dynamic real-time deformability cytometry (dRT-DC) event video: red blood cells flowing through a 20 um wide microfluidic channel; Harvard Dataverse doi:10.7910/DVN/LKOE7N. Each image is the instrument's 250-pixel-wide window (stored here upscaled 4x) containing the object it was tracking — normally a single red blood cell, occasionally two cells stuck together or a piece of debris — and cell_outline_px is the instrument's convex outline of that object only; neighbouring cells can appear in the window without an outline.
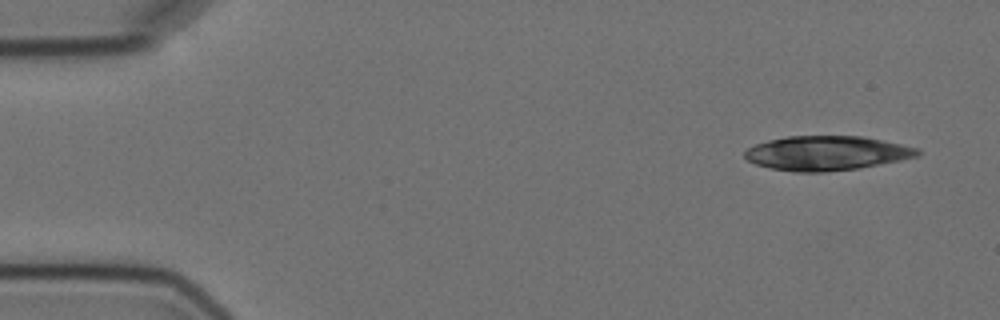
{"species": "Egyptian fruit bat (a non-hibernating species)", "species_latin": "Rousettus aegyptiacus", "temperature_condition": "cold", "stored_images_in_passage": 8, "camera_frame_rate_fps": 3000, "um_per_image_px": 0.085, "animal": {"sex": "female"}, "frame": {"image": 1, "passage_image": 1, "time_ms": 0.0, "image_size_px": [1000, 320], "cell_outline_px": [[920, 152], [916, 156], [900, 160], [860, 168], [824, 172], [792, 172], [772, 168], [756, 164], [748, 160], [744, 156], [744, 152], [748, 148], [756, 144], [768, 140], [788, 136], [860, 136], [900, 144], [916, 148]], "centroid_in_image_um": [70.22, 13.02], "position_along_channel_um": 14.8, "area_um2": 34.33}}
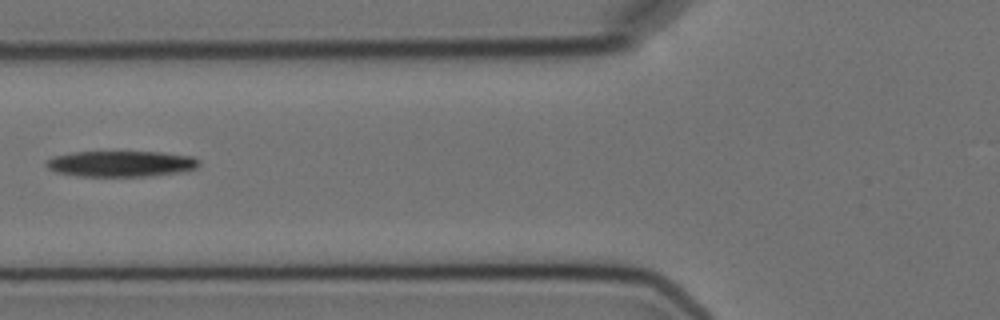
{"frame": {"image": 2, "passage_image": 6, "time_ms": 6.0, "image_size_px": [1000, 320], "cell_outline_px": [[200, 164], [196, 168], [180, 172], [152, 176], [76, 176], [56, 172], [48, 168], [44, 164], [44, 160], [56, 156], [72, 152], [160, 152], [192, 156], [200, 160]], "centroid_in_image_um": [10.27, 13.92], "position_along_channel_um": 115.5, "area_um2": 23.18}}
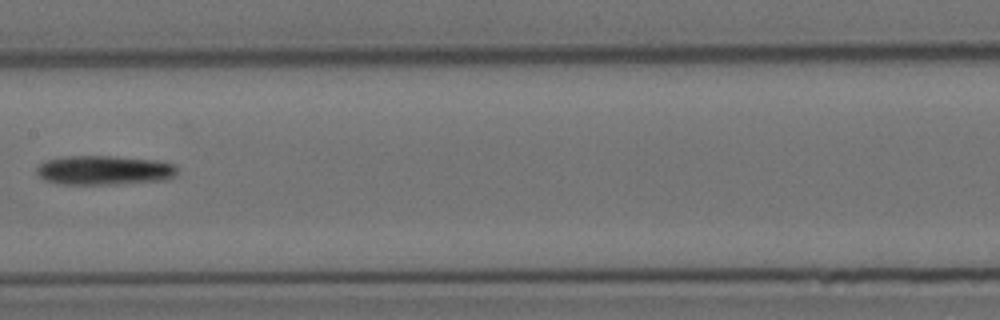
{"frame": {"image": 3, "passage_image": 8, "time_ms": 8.333, "image_size_px": [1000, 320], "cell_outline_px": [[176, 176], [168, 180], [112, 184], [56, 184], [44, 180], [36, 172], [36, 168], [40, 164], [48, 160], [64, 156], [108, 156], [156, 160], [176, 164]], "centroid_in_image_um": [8.87, 14.47], "position_along_channel_um": 198.5, "area_um2": 24.1}}